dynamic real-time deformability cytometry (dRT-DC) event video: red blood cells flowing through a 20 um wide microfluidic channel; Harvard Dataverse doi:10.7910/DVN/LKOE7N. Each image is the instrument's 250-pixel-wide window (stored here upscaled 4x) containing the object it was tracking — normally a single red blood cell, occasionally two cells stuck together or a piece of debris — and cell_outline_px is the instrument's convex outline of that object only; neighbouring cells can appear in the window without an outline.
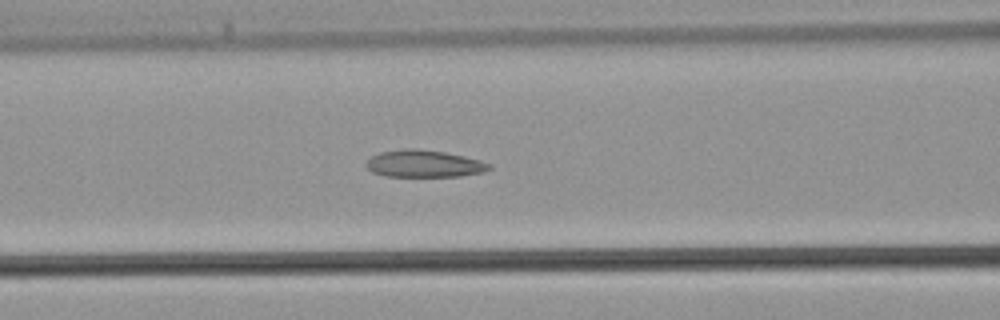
{"species": "common noctule bat (a hibernating species)", "species_latin": "Nyctalus noctula", "temperature_condition": "warm", "stored_images_in_passage": 36, "camera_frame_rate_fps": 3000, "um_per_image_px": 0.085, "animal": {"sex": "male", "body_mass_g": 21.5, "forearm_length_mm": 52.0}, "frame": {"image": 1, "passage_image": 16, "time_ms": 5.0, "image_size_px": [1000, 320], "cell_outline_px": [[492, 168], [484, 172], [460, 176], [384, 176], [372, 172], [364, 164], [372, 156], [380, 152], [404, 148], [416, 148], [444, 152], [464, 156], [480, 160], [492, 164]], "centroid_in_image_um": [36.05, 13.91], "position_along_channel_um": 130.5, "area_um2": 19.54}}
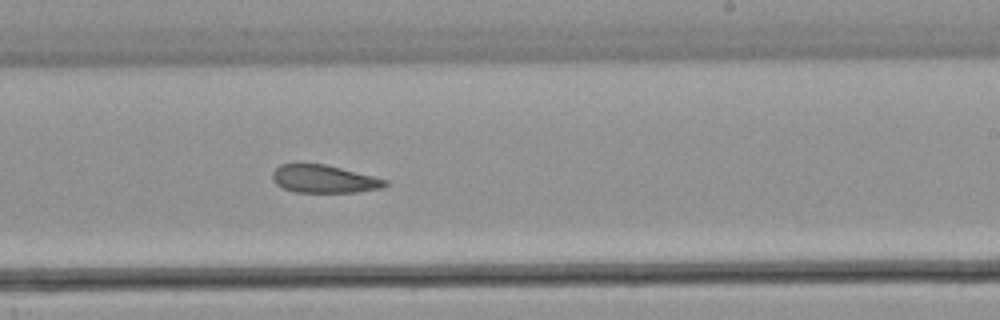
{"frame": {"image": 2, "passage_image": 24, "time_ms": 7.667, "image_size_px": [1000, 320], "cell_outline_px": [[388, 184], [380, 188], [356, 192], [296, 192], [284, 188], [276, 184], [272, 180], [272, 172], [280, 164], [324, 164], [388, 180]], "centroid_in_image_um": [27.51, 15.21], "position_along_channel_um": 261.5, "area_um2": 18.03}}
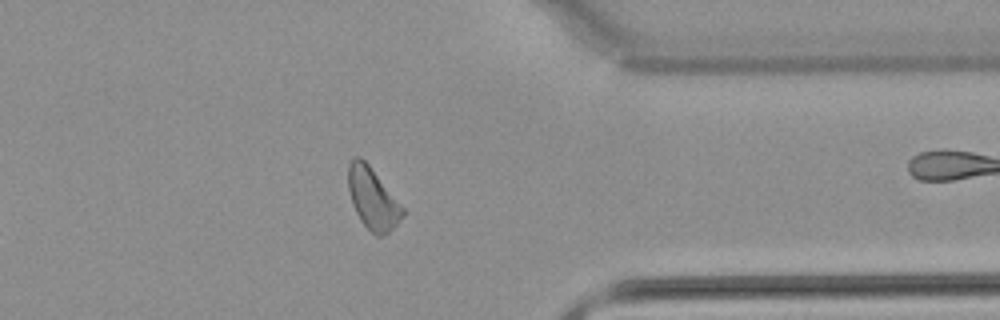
{"frame": {"image": 3, "passage_image": 32, "time_ms": 10.333, "image_size_px": [1000, 320], "cell_outline_px": [[404, 216], [384, 236], [376, 236], [360, 220], [352, 204], [348, 188], [348, 164], [352, 156], [360, 156], [368, 164], [404, 208]], "centroid_in_image_um": [31.66, 16.86], "position_along_channel_um": 379.7, "area_um2": 19.31}}